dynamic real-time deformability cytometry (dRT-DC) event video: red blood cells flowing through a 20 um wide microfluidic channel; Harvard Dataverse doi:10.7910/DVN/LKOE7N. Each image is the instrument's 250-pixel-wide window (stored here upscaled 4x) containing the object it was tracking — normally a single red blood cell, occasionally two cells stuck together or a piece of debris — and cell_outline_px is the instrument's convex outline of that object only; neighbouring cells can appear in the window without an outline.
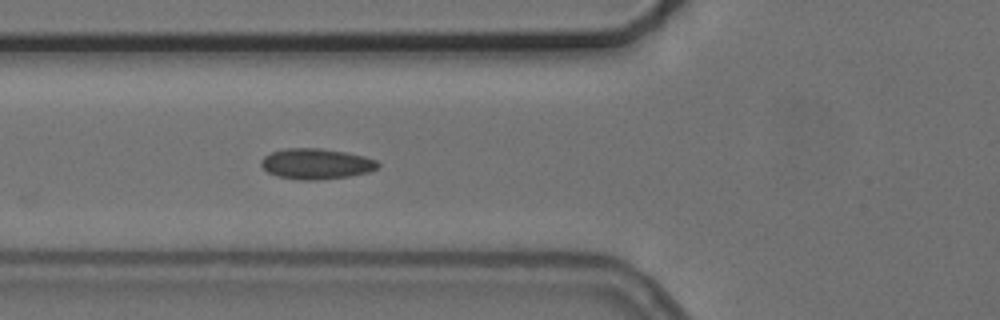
{"species": "common noctule bat (a hibernating species)", "species_latin": "Nyctalus noctula", "temperature_condition": "cold", "stored_images_in_passage": 2, "camera_frame_rate_fps": 3000, "um_per_image_px": 0.085, "animal": {"sex": "female", "body_mass_g": 24.6, "forearm_length_mm": 56.2}, "frame": {"image": 1, "passage_image": 2, "time_ms": 1.333, "image_size_px": [1000, 320], "cell_outline_px": [[380, 164], [376, 168], [368, 172], [348, 176], [316, 180], [300, 180], [276, 176], [268, 172], [260, 164], [260, 160], [264, 156], [272, 152], [288, 148], [320, 148], [344, 152], [364, 156], [376, 160]], "centroid_in_image_um": [26.85, 13.92], "position_along_channel_um": 99.0, "area_um2": 20.69}}